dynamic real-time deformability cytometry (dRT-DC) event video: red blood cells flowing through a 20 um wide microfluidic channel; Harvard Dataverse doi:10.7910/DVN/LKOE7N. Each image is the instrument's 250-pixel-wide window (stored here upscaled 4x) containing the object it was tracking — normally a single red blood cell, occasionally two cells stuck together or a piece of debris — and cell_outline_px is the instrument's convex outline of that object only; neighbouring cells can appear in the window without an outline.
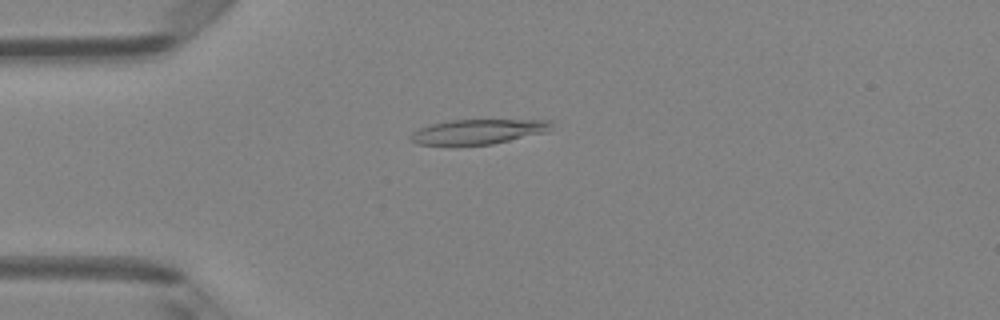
{"species": "Egyptian fruit bat (a non-hibernating species)", "species_latin": "Rousettus aegyptiacus", "temperature_condition": "room temperature", "stored_images_in_passage": 3, "camera_frame_rate_fps": 3000, "um_per_image_px": 0.085, "animal": {"sex": "female"}, "frame": {"image": 1, "passage_image": 3, "time_ms": 0.667, "image_size_px": [1000, 320], "cell_outline_px": [[552, 124], [548, 132], [492, 144], [452, 148], [416, 144], [412, 140], [412, 132], [420, 128], [432, 124], [452, 120], [552, 120]], "centroid_in_image_um": [40.59, 11.24], "position_along_channel_um": 44.4, "area_um2": 21.04}}